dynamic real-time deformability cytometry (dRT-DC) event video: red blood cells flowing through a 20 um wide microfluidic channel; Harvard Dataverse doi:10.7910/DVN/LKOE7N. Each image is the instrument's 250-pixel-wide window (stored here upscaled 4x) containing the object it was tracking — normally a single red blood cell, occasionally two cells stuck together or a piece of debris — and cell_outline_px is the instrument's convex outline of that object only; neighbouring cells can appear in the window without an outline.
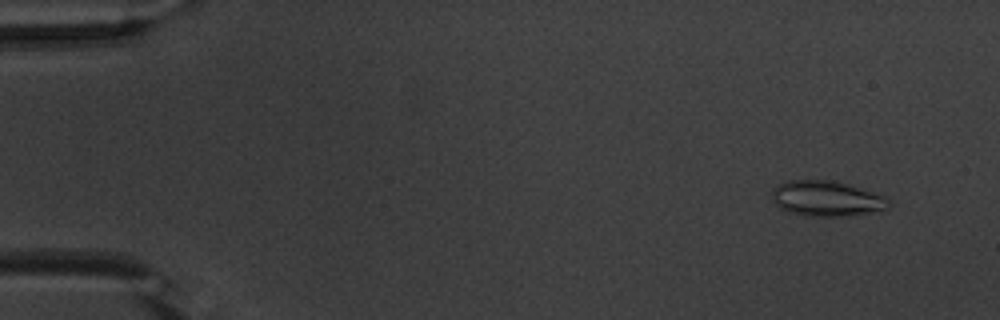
{"species": "common noctule bat (a hibernating species)", "species_latin": "Nyctalus noctula", "temperature_condition": "warm", "stored_images_in_passage": 53, "camera_frame_rate_fps": 3000, "um_per_image_px": 0.085, "animal": {"sex": "male", "body_mass_g": 20.1, "forearm_length_mm": 53.5}, "frame": {"image": 1, "passage_image": 4, "time_ms": 1.0, "image_size_px": [1000, 320], "cell_outline_px": [[892, 204], [888, 208], [872, 212], [848, 216], [804, 216], [788, 212], [780, 208], [772, 200], [772, 192], [784, 180], [832, 180], [848, 184], [884, 196]], "centroid_in_image_um": [70.25, 16.88], "position_along_channel_um": 14.7, "area_um2": 24.1}}
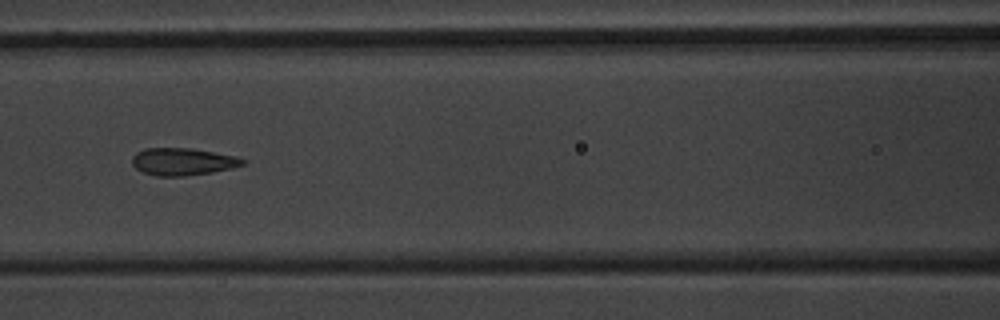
{"frame": {"image": 2, "passage_image": 24, "time_ms": 7.667, "image_size_px": [1000, 320], "cell_outline_px": [[248, 160], [244, 164], [232, 168], [212, 172], [184, 176], [156, 176], [144, 172], [136, 168], [132, 164], [132, 156], [136, 152], [144, 148], [192, 148], [236, 156]], "centroid_in_image_um": [15.54, 13.73], "position_along_channel_um": 151.1, "area_um2": 17.69}}
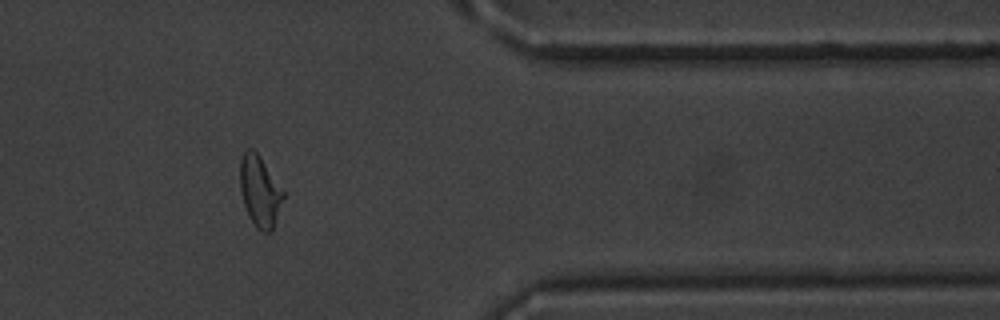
{"frame": {"image": 3, "passage_image": 44, "time_ms": 14.333, "image_size_px": [1000, 320], "cell_outline_px": [[284, 196], [272, 228], [268, 232], [264, 232], [256, 228], [248, 216], [240, 192], [240, 160], [244, 152], [248, 148], [252, 148], [260, 156], [284, 188]], "centroid_in_image_um": [22.08, 16.22], "position_along_channel_um": 389.3, "area_um2": 17.92}, "authors_computed_cell_mechanics": {"area_um2": 17.9758, "velocity_mm_per_s": 3.8182, "shape_relaxation_time_tau1_ms": 7.7571, "shape_relaxation_time_tau2_ms": 0.4368, "deformation_change_tau1": 0.2343, "deformation_change_tau2": 0.059}}